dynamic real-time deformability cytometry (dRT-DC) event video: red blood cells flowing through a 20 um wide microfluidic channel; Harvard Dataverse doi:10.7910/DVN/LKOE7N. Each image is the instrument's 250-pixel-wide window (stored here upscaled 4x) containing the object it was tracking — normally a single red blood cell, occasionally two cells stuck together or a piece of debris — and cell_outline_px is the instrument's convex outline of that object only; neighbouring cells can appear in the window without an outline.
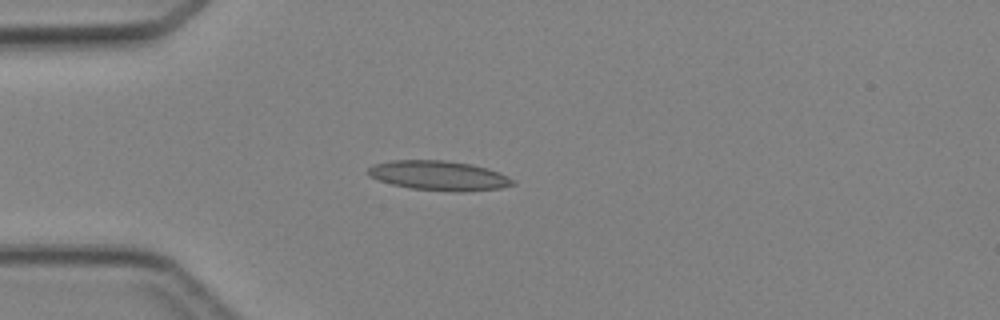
{"species": "Egyptian fruit bat (a non-hibernating species)", "species_latin": "Rousettus aegyptiacus", "temperature_condition": "cold", "stored_images_in_passage": 34, "camera_frame_rate_fps": 3000, "um_per_image_px": 0.085, "animal": {"sex": "female"}, "frame": {"image": 1, "passage_image": 1, "time_ms": 0.0, "image_size_px": [1000, 320], "cell_outline_px": [[516, 184], [500, 188], [460, 192], [408, 188], [392, 184], [368, 176], [364, 172], [372, 164], [392, 160], [444, 160], [472, 164], [488, 168], [508, 176], [516, 180]], "centroid_in_image_um": [37.29, 14.92], "position_along_channel_um": 47.7, "area_um2": 25.2}}
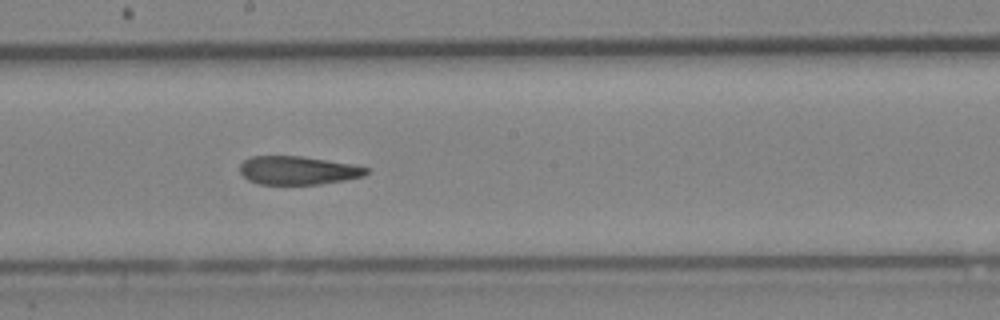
{"frame": {"image": 2, "passage_image": 14, "time_ms": 4.333, "image_size_px": [1000, 320], "cell_outline_px": [[368, 172], [364, 176], [344, 180], [320, 184], [260, 184], [248, 180], [240, 172], [240, 164], [244, 160], [252, 156], [304, 156], [356, 164], [368, 168]], "centroid_in_image_um": [25.35, 14.47], "position_along_channel_um": 222.8, "area_um2": 21.1}}
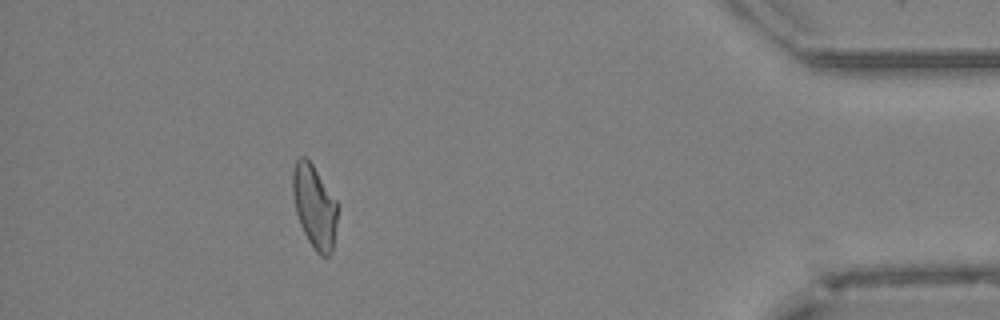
{"frame": {"image": 3, "passage_image": 30, "time_ms": 9.667, "image_size_px": [1000, 320], "cell_outline_px": [[340, 204], [332, 252], [328, 256], [320, 256], [316, 252], [308, 240], [300, 224], [296, 212], [292, 192], [292, 172], [296, 160], [300, 156], [304, 156], [312, 164]], "centroid_in_image_um": [26.76, 17.55], "position_along_channel_um": 408.4, "area_um2": 22.08}}